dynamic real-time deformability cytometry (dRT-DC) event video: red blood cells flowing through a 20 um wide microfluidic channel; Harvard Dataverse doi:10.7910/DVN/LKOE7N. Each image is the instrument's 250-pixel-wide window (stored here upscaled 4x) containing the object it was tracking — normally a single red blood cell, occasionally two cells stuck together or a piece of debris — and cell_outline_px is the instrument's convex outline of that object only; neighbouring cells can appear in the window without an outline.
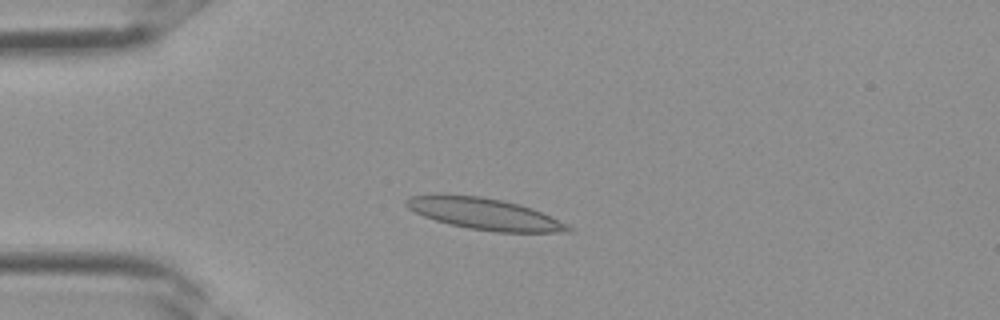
{"species": "Egyptian fruit bat (a non-hibernating species)", "species_latin": "Rousettus aegyptiacus", "temperature_condition": "room temperature", "stored_images_in_passage": 2, "camera_frame_rate_fps": 3000, "um_per_image_px": 0.085, "frame": {"image": 1, "passage_image": 2, "time_ms": 0.333, "image_size_px": [1000, 320], "cell_outline_px": [[572, 232], [496, 232], [468, 228], [448, 224], [424, 216], [408, 208], [404, 204], [412, 196], [436, 192], [440, 192], [480, 196], [504, 200], [520, 204], [532, 208], [568, 224], [572, 228]], "centroid_in_image_um": [41.15, 18.15], "position_along_channel_um": 43.8, "area_um2": 30.11}}